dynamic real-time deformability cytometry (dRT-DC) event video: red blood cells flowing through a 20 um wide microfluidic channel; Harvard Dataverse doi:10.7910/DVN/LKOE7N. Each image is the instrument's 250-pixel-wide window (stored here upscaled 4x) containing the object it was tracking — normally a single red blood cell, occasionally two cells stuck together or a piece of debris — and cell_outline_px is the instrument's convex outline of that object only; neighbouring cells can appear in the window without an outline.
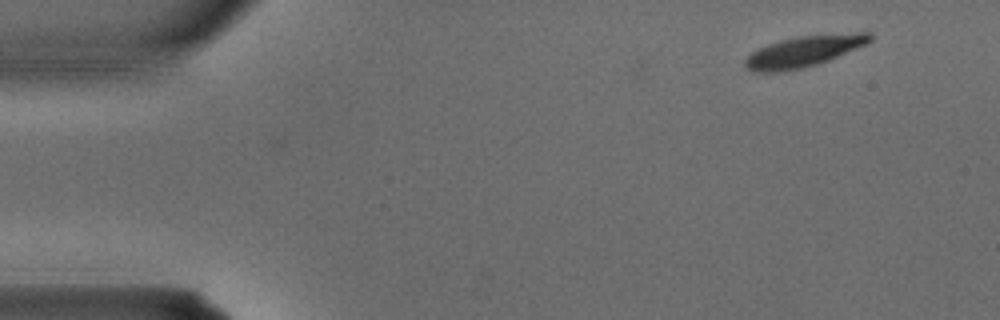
{"species": "common noctule bat (a hibernating species)", "species_latin": "Nyctalus noctula", "temperature_condition": "warm", "stored_images_in_passage": 3, "camera_frame_rate_fps": 3000, "um_per_image_px": 0.085, "animal": {"sex": "male", "body_mass_g": 15.6}, "frame": {"image": 1, "passage_image": 1, "time_ms": 0.0, "image_size_px": [1000, 320], "cell_outline_px": [[872, 40], [868, 44], [828, 60], [804, 68], [784, 72], [752, 72], [744, 64], [744, 60], [752, 52], [768, 44], [796, 36], [856, 32], [872, 32]], "centroid_in_image_um": [68.36, 4.36], "position_along_channel_um": 16.6, "area_um2": 22.72}}
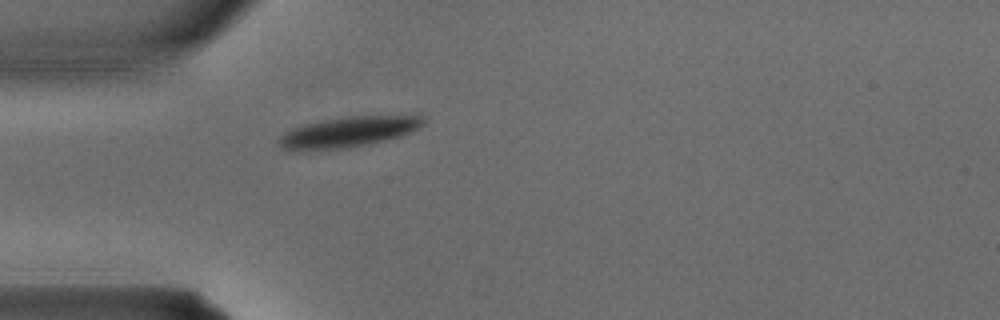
{"frame": {"image": 2, "passage_image": 3, "time_ms": 0.667, "image_size_px": [1000, 320], "cell_outline_px": [[424, 124], [400, 136], [368, 144], [348, 148], [284, 148], [280, 144], [280, 136], [292, 128], [304, 124], [348, 116], [416, 112], [420, 112], [424, 116]], "centroid_in_image_um": [29.85, 11.12], "position_along_channel_um": 55.1, "area_um2": 25.61}}